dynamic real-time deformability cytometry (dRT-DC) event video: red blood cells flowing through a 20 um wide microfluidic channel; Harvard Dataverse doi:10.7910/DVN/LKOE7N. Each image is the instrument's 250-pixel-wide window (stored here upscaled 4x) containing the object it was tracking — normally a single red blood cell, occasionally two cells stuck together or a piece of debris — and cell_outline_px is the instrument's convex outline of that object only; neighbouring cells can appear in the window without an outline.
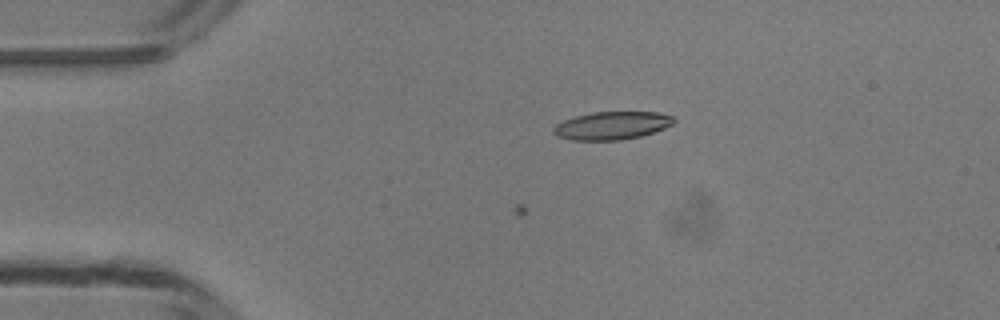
{"species": "common noctule bat (a hibernating species)", "species_latin": "Nyctalus noctula", "temperature_condition": "room temperature", "stored_images_in_passage": 4, "camera_frame_rate_fps": 3000, "um_per_image_px": 0.085, "animal": {"sex": "male", "body_mass_g": 13.3}, "frame": {"image": 1, "passage_image": 4, "time_ms": 1.0, "image_size_px": [1000, 320], "cell_outline_px": [[676, 120], [672, 124], [664, 128], [640, 136], [620, 140], [572, 140], [556, 136], [552, 132], [552, 128], [556, 124], [564, 120], [576, 116], [592, 112], [660, 112], [672, 116]], "centroid_in_image_um": [51.99, 10.67], "position_along_channel_um": 33.0, "area_um2": 19.59}}